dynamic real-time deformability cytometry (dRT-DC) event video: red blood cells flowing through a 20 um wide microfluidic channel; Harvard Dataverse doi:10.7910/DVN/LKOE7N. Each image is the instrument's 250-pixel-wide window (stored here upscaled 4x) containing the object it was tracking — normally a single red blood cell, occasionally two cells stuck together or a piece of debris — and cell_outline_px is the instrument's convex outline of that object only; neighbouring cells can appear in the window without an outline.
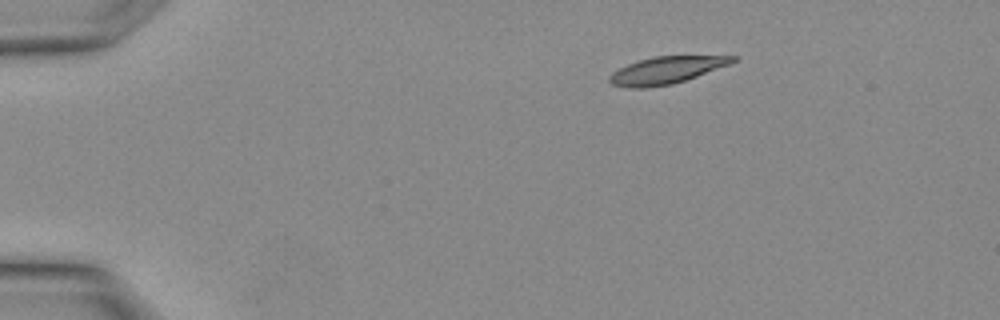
{"species": "Egyptian fruit bat (a non-hibernating species)", "species_latin": "Rousettus aegyptiacus", "temperature_condition": "warm", "stored_images_in_passage": 27, "camera_frame_rate_fps": 3000, "um_per_image_px": 0.085, "animal": {"sex": "female"}, "frame": {"image": 1, "passage_image": 1, "time_ms": 0.0, "image_size_px": [1000, 320], "cell_outline_px": [[740, 60], [732, 64], [672, 84], [644, 88], [632, 88], [612, 84], [608, 80], [608, 76], [612, 72], [628, 64], [640, 60], [656, 56], [736, 56]], "centroid_in_image_um": [56.67, 5.96], "position_along_channel_um": 28.3, "area_um2": 19.36}}
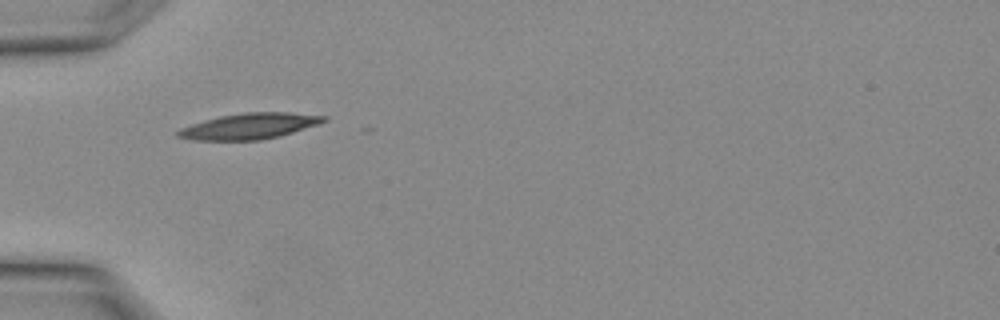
{"frame": {"image": 2, "passage_image": 6, "time_ms": 1.667, "image_size_px": [1000, 320], "cell_outline_px": [[328, 120], [280, 136], [260, 140], [192, 140], [176, 136], [176, 132], [180, 128], [204, 120], [220, 116], [244, 112], [288, 112], [328, 116]], "centroid_in_image_um": [21.18, 10.72], "position_along_channel_um": 63.8, "area_um2": 21.85}}
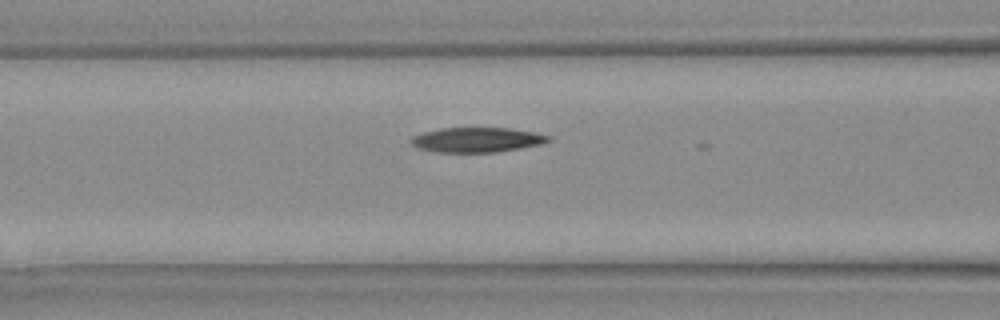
{"frame": {"image": 3, "passage_image": 9, "time_ms": 2.667, "image_size_px": [1000, 320], "cell_outline_px": [[552, 140], [540, 144], [520, 148], [496, 152], [436, 152], [416, 148], [412, 144], [412, 136], [424, 132], [440, 128], [508, 128], [532, 132], [552, 136]], "centroid_in_image_um": [40.53, 11.88], "position_along_channel_um": 126.1, "area_um2": 19.77}}